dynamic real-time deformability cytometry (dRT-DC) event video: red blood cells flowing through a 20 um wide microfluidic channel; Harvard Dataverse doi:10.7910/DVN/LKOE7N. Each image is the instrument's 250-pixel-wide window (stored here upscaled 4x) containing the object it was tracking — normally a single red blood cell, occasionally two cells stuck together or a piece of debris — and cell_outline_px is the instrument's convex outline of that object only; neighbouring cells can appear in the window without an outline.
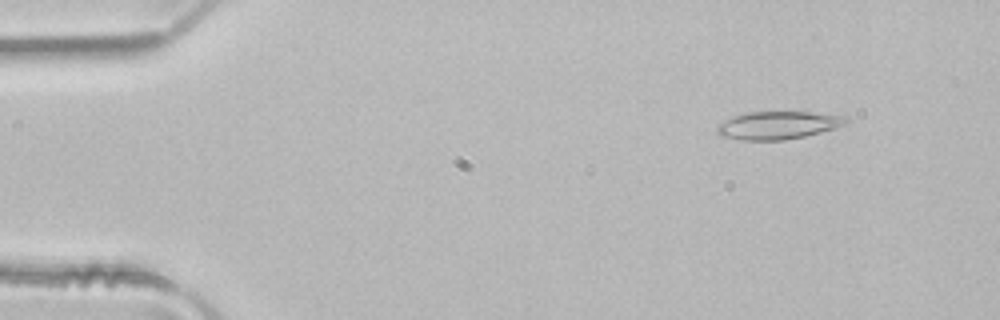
{"species": "common noctule bat (a hibernating species)", "species_latin": "Nyctalus noctula", "temperature_condition": "room temperature", "stored_images_in_passage": 4, "camera_frame_rate_fps": 3000, "um_per_image_px": 0.085, "animal": {"sex": "male", "body_mass_g": 21.5, "forearm_length_mm": 52.0}, "frame": {"image": 1, "passage_image": 2, "time_ms": 0.333, "image_size_px": [1000, 320], "cell_outline_px": [[848, 124], [836, 128], [804, 136], [784, 140], [740, 140], [724, 136], [716, 132], [716, 128], [720, 124], [732, 116], [748, 112], [812, 112], [848, 116]], "centroid_in_image_um": [66.18, 10.64], "position_along_channel_um": 18.8, "area_um2": 20.92}}